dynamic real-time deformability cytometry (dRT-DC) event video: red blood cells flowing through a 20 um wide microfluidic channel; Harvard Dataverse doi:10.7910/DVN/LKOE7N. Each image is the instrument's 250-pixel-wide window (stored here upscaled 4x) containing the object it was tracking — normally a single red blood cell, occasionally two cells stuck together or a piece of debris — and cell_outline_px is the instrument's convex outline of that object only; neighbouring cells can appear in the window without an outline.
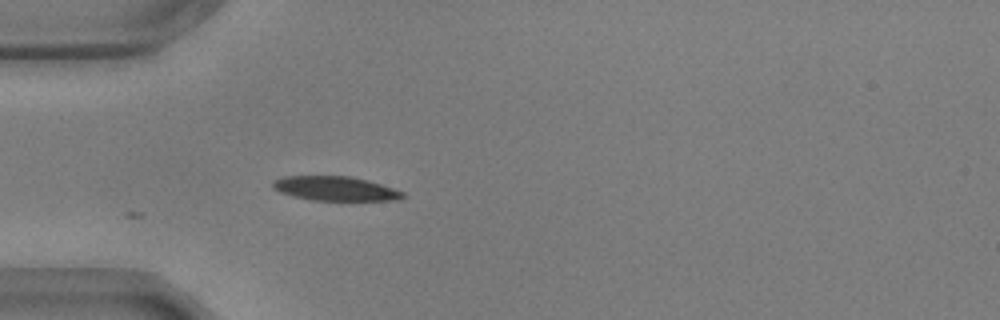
{"species": "common noctule bat (a hibernating species)", "species_latin": "Nyctalus noctula", "temperature_condition": "warm", "stored_images_in_passage": 9, "camera_frame_rate_fps": 3000, "um_per_image_px": 0.085, "animal": {"sex": "male", "body_mass_g": 17.9, "forearm_length_mm": 54.2}, "frame": {"image": 1, "passage_image": 1, "time_ms": 0.0, "image_size_px": [1000, 320], "cell_outline_px": [[404, 196], [400, 200], [312, 200], [292, 196], [280, 192], [272, 188], [272, 180], [284, 176], [352, 176], [368, 180], [404, 192]], "centroid_in_image_um": [28.46, 16.02], "position_along_channel_um": 56.5, "area_um2": 18.44}}
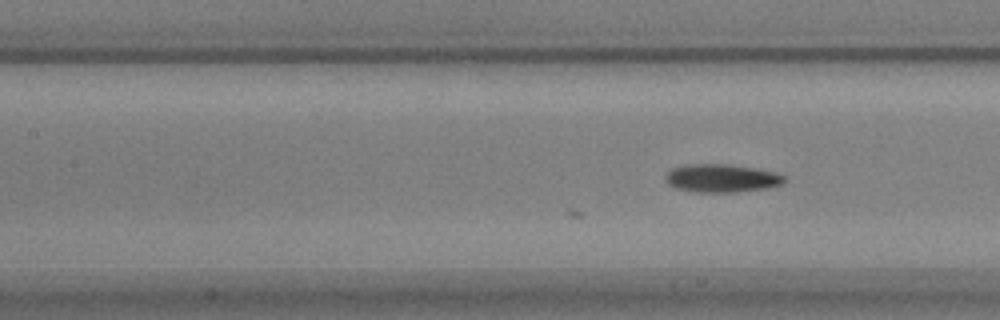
{"frame": {"image": 2, "passage_image": 9, "time_ms": 2.667, "image_size_px": [1000, 320], "cell_outline_px": [[788, 180], [780, 184], [768, 188], [736, 192], [696, 192], [676, 188], [668, 184], [664, 176], [672, 168], [688, 164], [728, 164], [776, 172], [784, 176]], "centroid_in_image_um": [61.34, 15.15], "position_along_channel_um": 146.1, "area_um2": 19.48}}